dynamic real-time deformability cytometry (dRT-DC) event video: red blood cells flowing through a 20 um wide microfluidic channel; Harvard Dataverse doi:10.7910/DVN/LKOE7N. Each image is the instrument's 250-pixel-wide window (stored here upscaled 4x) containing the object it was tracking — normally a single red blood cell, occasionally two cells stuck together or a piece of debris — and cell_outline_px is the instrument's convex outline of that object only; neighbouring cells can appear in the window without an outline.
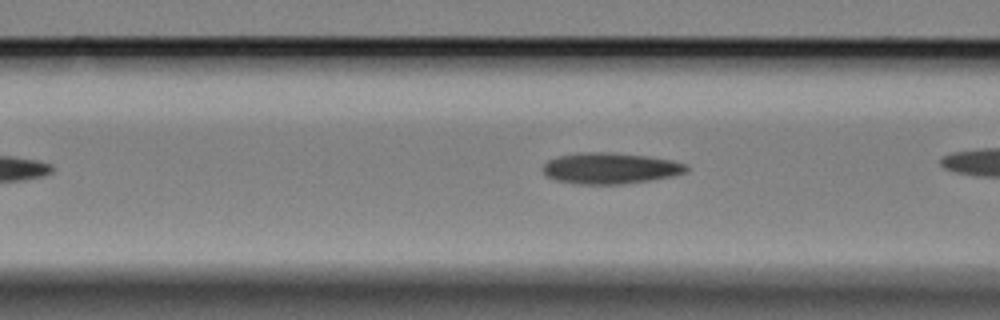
{"species": "Egyptian fruit bat (a non-hibernating species)", "species_latin": "Rousettus aegyptiacus", "temperature_condition": "cold", "stored_images_in_passage": 30, "camera_frame_rate_fps": 3000, "um_per_image_px": 0.085, "animal": {"sex": "female"}, "frame": {"image": 1, "passage_image": 5, "time_ms": 1.333, "image_size_px": [1000, 320], "cell_outline_px": [[688, 168], [684, 172], [668, 176], [648, 180], [624, 184], [580, 184], [556, 180], [548, 176], [540, 168], [548, 160], [560, 156], [580, 152], [608, 152], [648, 156], [672, 160], [684, 164]], "centroid_in_image_um": [51.81, 14.29], "position_along_channel_um": 114.8, "area_um2": 25.66}}
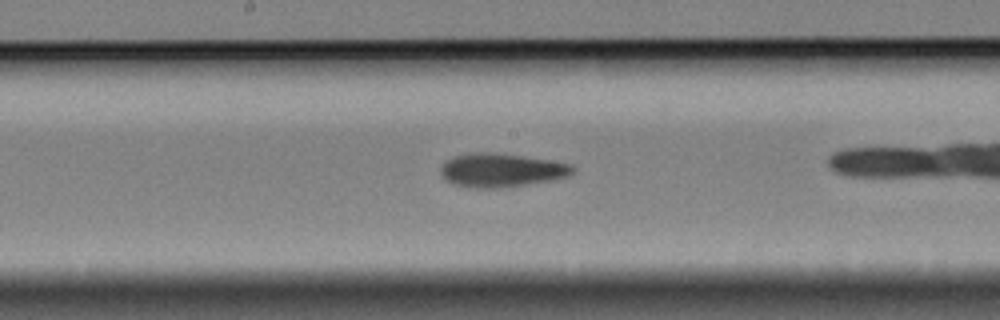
{"frame": {"image": 2, "passage_image": 13, "time_ms": 4.0, "image_size_px": [1000, 320], "cell_outline_px": [[576, 168], [568, 176], [556, 180], [500, 188], [468, 188], [456, 184], [448, 180], [440, 172], [440, 168], [452, 156], [472, 152], [492, 152], [548, 160], [568, 164]], "centroid_in_image_um": [42.61, 14.47], "position_along_channel_um": 205.6, "area_um2": 25.72}}
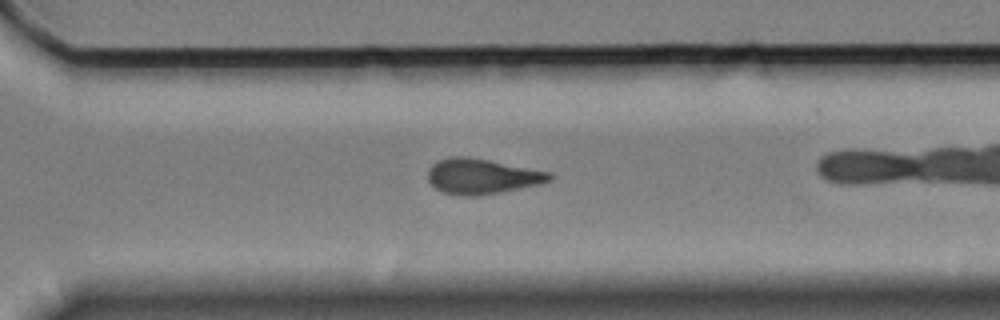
{"frame": {"image": 3, "passage_image": 24, "time_ms": 7.667, "image_size_px": [1000, 320], "cell_outline_px": [[552, 180], [540, 184], [496, 192], [472, 196], [460, 196], [444, 192], [436, 188], [428, 180], [428, 168], [436, 160], [448, 156], [468, 156], [552, 172]], "centroid_in_image_um": [40.94, 14.96], "position_along_channel_um": 329.7, "area_um2": 24.97}}